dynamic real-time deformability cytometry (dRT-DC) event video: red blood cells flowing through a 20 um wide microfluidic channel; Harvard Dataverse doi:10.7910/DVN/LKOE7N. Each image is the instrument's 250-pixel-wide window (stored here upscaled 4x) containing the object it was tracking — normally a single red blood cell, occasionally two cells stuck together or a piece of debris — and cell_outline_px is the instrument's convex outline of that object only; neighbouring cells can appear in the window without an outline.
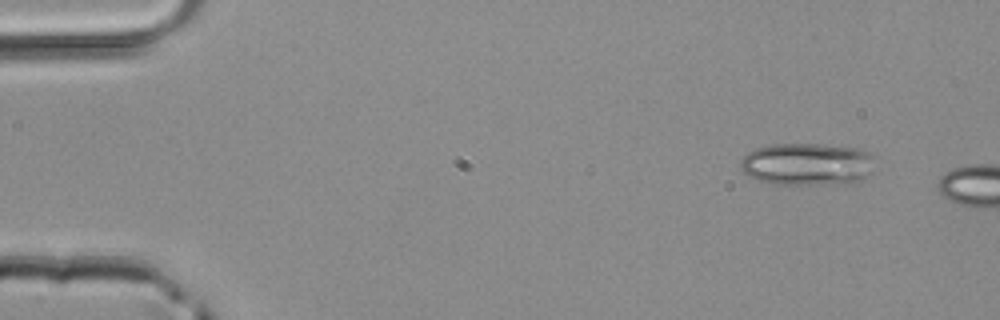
{"species": "common noctule bat (a hibernating species)", "species_latin": "Nyctalus noctula", "temperature_condition": "room temperature", "stored_images_in_passage": 3, "camera_frame_rate_fps": 3000, "um_per_image_px": 0.085, "animal": {"sex": "male", "body_mass_g": 20.4}, "frame": {"image": 1, "passage_image": 1, "time_ms": 0.0, "image_size_px": [1000, 320], "cell_outline_px": [[872, 172], [864, 180], [848, 184], [772, 184], [748, 176], [740, 168], [740, 160], [748, 152], [756, 148], [772, 144], [820, 144], [856, 148], [872, 152]], "centroid_in_image_um": [68.63, 13.96], "position_along_channel_um": 16.4, "area_um2": 33.58}}